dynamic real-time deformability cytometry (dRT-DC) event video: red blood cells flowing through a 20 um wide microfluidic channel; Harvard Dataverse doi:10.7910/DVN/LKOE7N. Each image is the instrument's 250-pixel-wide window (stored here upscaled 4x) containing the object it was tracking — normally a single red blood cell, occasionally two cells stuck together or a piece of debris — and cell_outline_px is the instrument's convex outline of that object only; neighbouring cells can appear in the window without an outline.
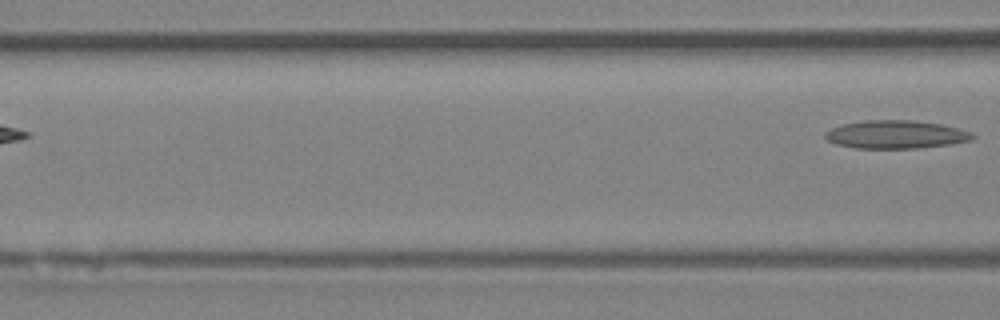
{"species": "Egyptian fruit bat (a non-hibernating species)", "species_latin": "Rousettus aegyptiacus", "temperature_condition": "room temperature", "stored_images_in_passage": 4, "camera_frame_rate_fps": 3000, "um_per_image_px": 0.085, "animal": {"sex": "female"}, "frame": {"image": 1, "passage_image": 4, "time_ms": 3.667, "image_size_px": [1000, 320], "cell_outline_px": [[976, 136], [972, 140], [948, 144], [916, 148], [856, 148], [836, 144], [828, 140], [824, 136], [824, 132], [832, 128], [844, 124], [864, 120], [912, 120], [940, 124], [960, 128], [972, 132]], "centroid_in_image_um": [76.16, 11.42], "position_along_channel_um": 90.4, "area_um2": 24.1}}